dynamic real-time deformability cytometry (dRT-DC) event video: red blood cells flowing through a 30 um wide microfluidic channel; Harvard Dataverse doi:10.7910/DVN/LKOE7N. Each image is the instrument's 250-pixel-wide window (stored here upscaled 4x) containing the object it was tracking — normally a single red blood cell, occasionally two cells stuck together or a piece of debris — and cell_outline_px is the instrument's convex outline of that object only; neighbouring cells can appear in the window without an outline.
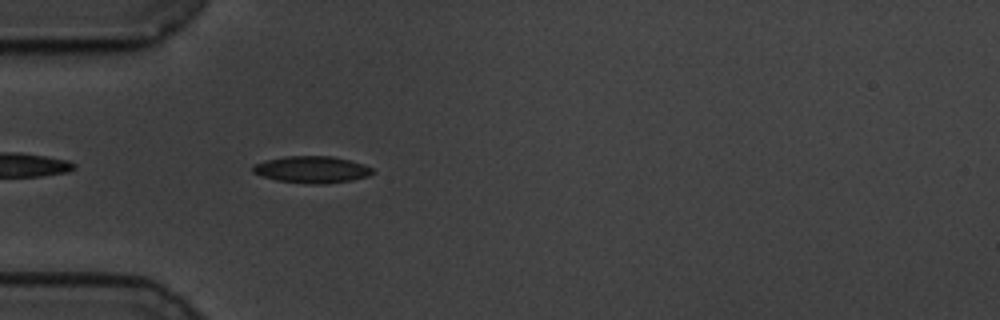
{"species": "common noctule bat (a hibernating species)", "species_latin": "Nyctalus noctula", "temperature_condition": "cold", "stored_images_in_passage": 45, "camera_frame_rate_fps": 3000, "um_per_image_px": 0.085, "animal": {"sex": "male", "body_mass_g": 19.5, "forearm_length_mm": 54.6}, "frame": {"image": 1, "passage_image": 4, "time_ms": 1.0, "image_size_px": [1000, 320], "cell_outline_px": [[376, 172], [368, 176], [352, 180], [324, 184], [308, 184], [276, 180], [252, 172], [252, 164], [264, 160], [284, 156], [332, 156], [364, 164], [372, 168]], "centroid_in_image_um": [26.5, 14.41], "position_along_channel_um": 58.5, "area_um2": 18.84}}
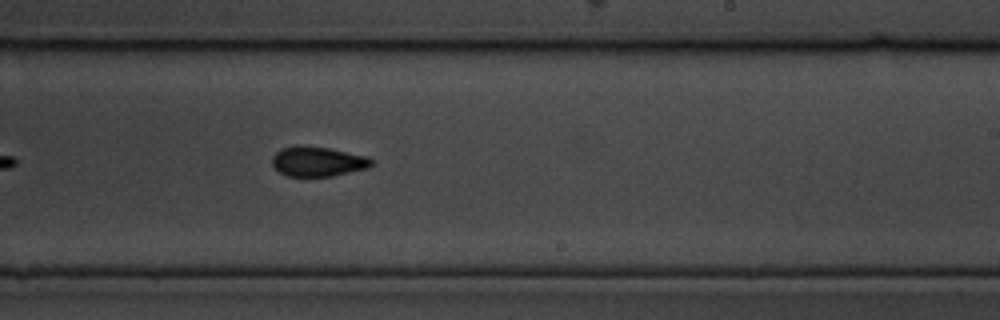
{"frame": {"image": 2, "passage_image": 22, "time_ms": 7.0, "image_size_px": [1000, 320], "cell_outline_px": [[376, 160], [368, 168], [332, 176], [288, 176], [280, 172], [272, 164], [272, 156], [280, 148], [300, 144], [328, 148], [368, 156]], "centroid_in_image_um": [27.02, 13.71], "position_along_channel_um": 262.0, "area_um2": 17.46}}
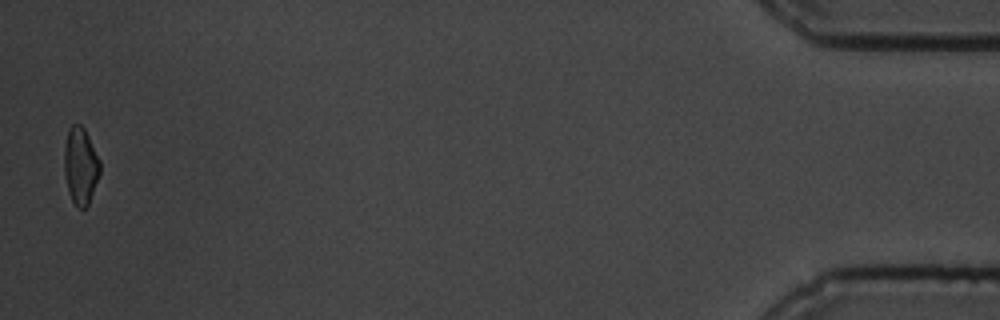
{"frame": {"image": 3, "passage_image": 44, "time_ms": 14.333, "image_size_px": [1000, 320], "cell_outline_px": [[100, 172], [88, 204], [84, 208], [76, 208], [68, 192], [64, 172], [64, 144], [68, 128], [72, 124], [80, 124], [84, 128], [100, 160]], "centroid_in_image_um": [6.82, 14.08], "position_along_channel_um": 428.4, "area_um2": 16.07}, "authors_computed_cell_mechanics": {"area_um2": 17.1088, "velocity_mm_per_s": 3.4691, "shape_relaxation_time_tau1_ms": 4.264, "shape_relaxation_time_tau2_ms": 3.8201, "deformation_change_tau1": 0.117, "deformation_change_tau2": 0.0921}}